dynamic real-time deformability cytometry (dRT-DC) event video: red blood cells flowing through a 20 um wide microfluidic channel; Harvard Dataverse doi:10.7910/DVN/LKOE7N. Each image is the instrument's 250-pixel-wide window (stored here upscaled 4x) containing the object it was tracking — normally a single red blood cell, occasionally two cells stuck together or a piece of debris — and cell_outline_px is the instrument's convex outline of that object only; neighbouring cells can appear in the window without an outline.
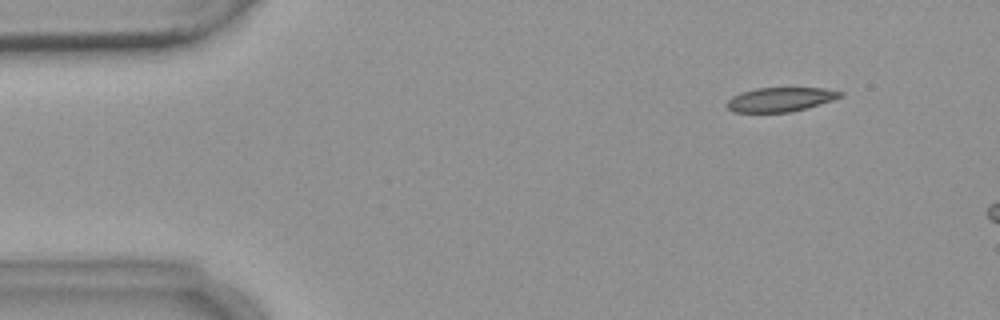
{"species": "common noctule bat (a hibernating species)", "species_latin": "Nyctalus noctula", "temperature_condition": "warm", "stored_images_in_passage": 5, "camera_frame_rate_fps": 3000, "um_per_image_px": 0.085, "animal": {"sex": "female", "body_mass_g": 18.4}, "frame": {"image": 1, "passage_image": 2, "time_ms": 1.333, "image_size_px": [1000, 320], "cell_outline_px": [[844, 96], [820, 104], [792, 112], [732, 112], [724, 104], [732, 96], [740, 92], [756, 88], [824, 88], [844, 92]], "centroid_in_image_um": [66.32, 8.45], "position_along_channel_um": 18.7, "area_um2": 16.13}}